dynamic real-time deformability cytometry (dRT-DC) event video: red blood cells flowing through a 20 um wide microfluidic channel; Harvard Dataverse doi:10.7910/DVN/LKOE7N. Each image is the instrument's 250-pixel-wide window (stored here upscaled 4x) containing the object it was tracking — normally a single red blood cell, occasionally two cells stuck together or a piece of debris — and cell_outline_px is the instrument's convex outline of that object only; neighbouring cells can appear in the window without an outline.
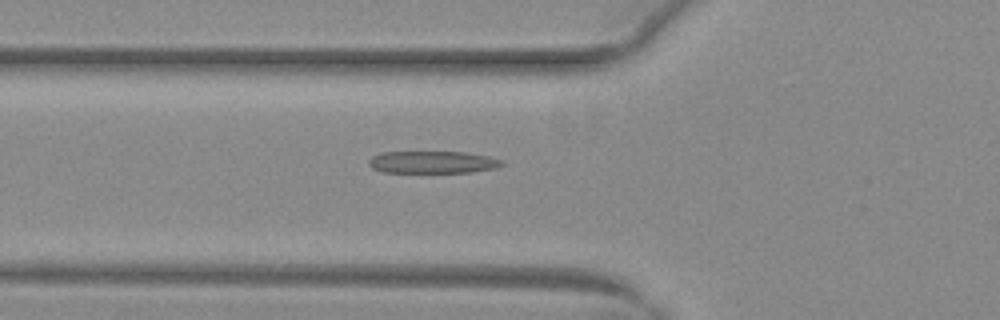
{"species": "common noctule bat (a hibernating species)", "species_latin": "Nyctalus noctula", "temperature_condition": "warm", "stored_images_in_passage": 38, "camera_frame_rate_fps": 3000, "um_per_image_px": 0.085, "animal": {"sex": "female", "body_mass_g": 29.2, "forearm_length_mm": 56.3}, "frame": {"image": 1, "passage_image": 5, "time_ms": 1.333, "image_size_px": [1000, 320], "cell_outline_px": [[504, 164], [496, 168], [472, 172], [384, 172], [372, 168], [368, 164], [368, 160], [372, 156], [380, 152], [464, 152], [488, 156], [504, 160]], "centroid_in_image_um": [36.78, 13.78], "position_along_channel_um": 89.0, "area_um2": 17.28}}
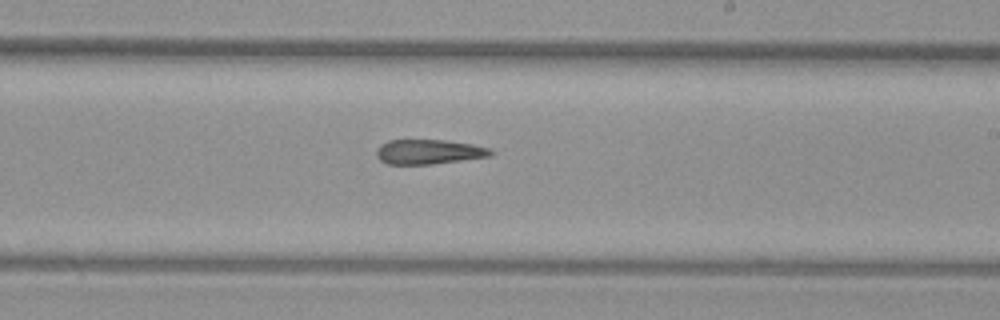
{"frame": {"image": 2, "passage_image": 17, "time_ms": 5.333, "image_size_px": [1000, 320], "cell_outline_px": [[492, 152], [488, 156], [432, 164], [388, 164], [380, 160], [376, 156], [376, 152], [380, 144], [388, 140], [444, 140], [472, 144], [492, 148]], "centroid_in_image_um": [36.41, 12.89], "position_along_channel_um": 252.6, "area_um2": 16.3}}
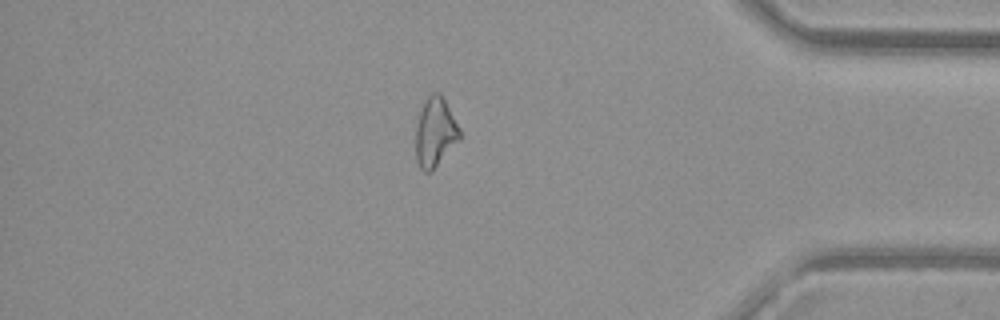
{"frame": {"image": 3, "passage_image": 30, "time_ms": 9.667, "image_size_px": [1000, 320], "cell_outline_px": [[460, 140], [432, 172], [424, 172], [420, 168], [416, 160], [416, 124], [420, 112], [428, 96], [432, 92], [440, 92], [460, 128]], "centroid_in_image_um": [36.99, 11.28], "position_along_channel_um": 398.2, "area_um2": 17.8}, "authors_computed_cell_mechanics": {"area_um2": 17.8024, "velocity_mm_per_s": 4.086, "shape_relaxation_time_tau1_ms": null, "shape_relaxation_time_tau2_ms": 9.762, "deformation_change_tau1": null, "deformation_change_tau2": 0.227}}